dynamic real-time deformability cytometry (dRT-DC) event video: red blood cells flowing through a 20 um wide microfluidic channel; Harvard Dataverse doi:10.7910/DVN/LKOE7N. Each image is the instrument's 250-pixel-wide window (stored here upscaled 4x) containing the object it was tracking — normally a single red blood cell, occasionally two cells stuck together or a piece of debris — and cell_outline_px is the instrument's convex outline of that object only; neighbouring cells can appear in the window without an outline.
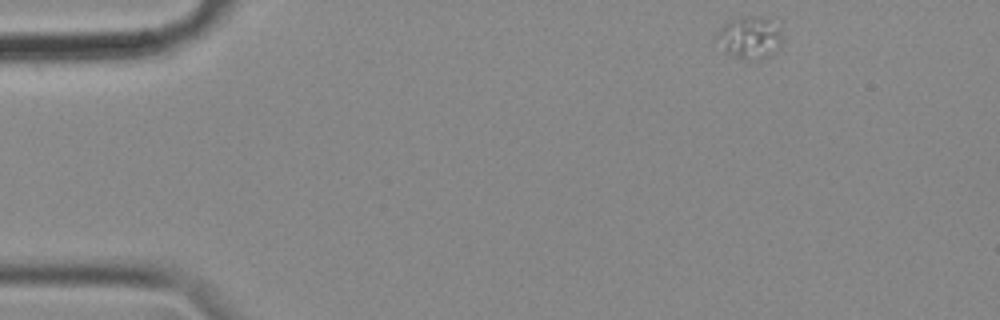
{"species": "common noctule bat (a hibernating species)", "species_latin": "Nyctalus noctula", "temperature_condition": "cold", "stored_images_in_passage": 52, "camera_frame_rate_fps": 3000, "um_per_image_px": 0.085, "animal": {"sex": "female", "body_mass_g": 18.4}, "frame": {"image": 1, "passage_image": 1, "time_ms": 0.0, "image_size_px": [1000, 320], "cell_outline_px": [[780, 48], [776, 52], [768, 56], [744, 60], [728, 52], [724, 48], [716, 36], [720, 28], [724, 24], [740, 16], [756, 16], [768, 20], [780, 32]], "centroid_in_image_um": [63.72, 3.19], "position_along_channel_um": 21.3, "area_um2": 15.32}}
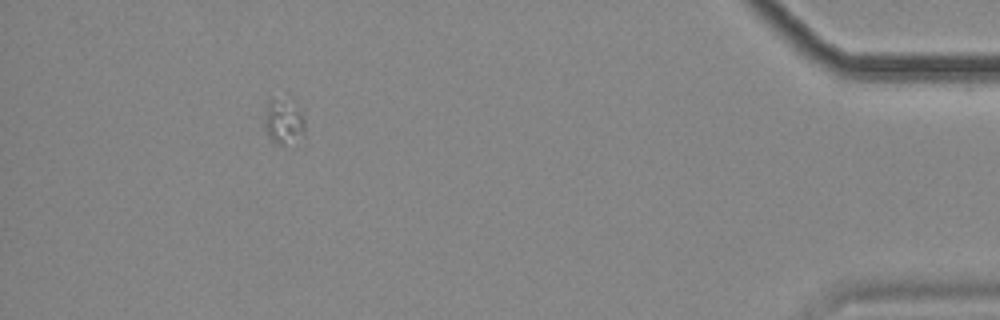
{"frame": {"image": 2, "passage_image": 47, "time_ms": 15.333, "image_size_px": [1000, 320], "cell_outline_px": [[304, 136], [284, 144], [276, 144], [268, 136], [264, 128], [264, 120], [268, 96], [292, 96], [296, 100], [304, 116]], "centroid_in_image_um": [24.11, 10.17], "position_along_channel_um": 411.1, "area_um2": 11.62}}